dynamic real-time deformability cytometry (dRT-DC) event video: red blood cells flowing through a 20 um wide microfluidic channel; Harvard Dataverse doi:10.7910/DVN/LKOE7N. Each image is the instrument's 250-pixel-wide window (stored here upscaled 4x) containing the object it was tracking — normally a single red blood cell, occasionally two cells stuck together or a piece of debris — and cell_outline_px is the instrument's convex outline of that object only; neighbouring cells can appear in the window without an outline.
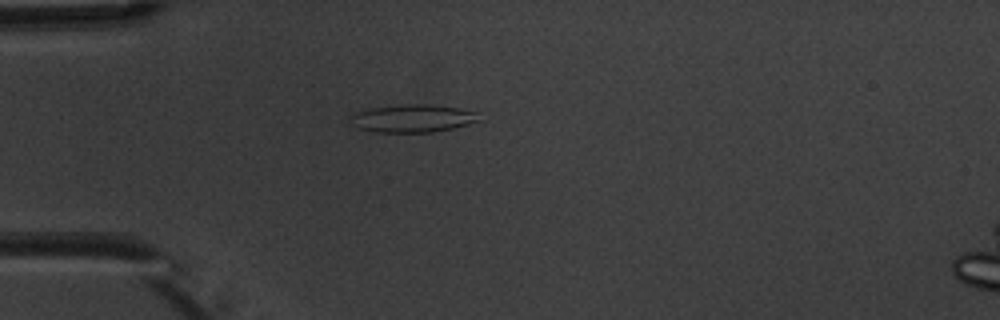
{"species": "common noctule bat (a hibernating species)", "species_latin": "Nyctalus noctula", "temperature_condition": "warm", "stored_images_in_passage": 5, "camera_frame_rate_fps": 3000, "um_per_image_px": 0.085, "animal": {"sex": "male", "body_mass_g": 20.1, "forearm_length_mm": 53.5}, "frame": {"image": 1, "passage_image": 5, "time_ms": 4.667, "image_size_px": [1000, 320], "cell_outline_px": [[480, 120], [468, 124], [452, 128], [432, 132], [376, 132], [356, 128], [352, 124], [348, 116], [356, 112], [372, 108], [400, 104], [432, 104], [460, 108], [476, 112]], "centroid_in_image_um": [35.04, 10.05], "position_along_channel_um": 50.0, "area_um2": 20.92}}